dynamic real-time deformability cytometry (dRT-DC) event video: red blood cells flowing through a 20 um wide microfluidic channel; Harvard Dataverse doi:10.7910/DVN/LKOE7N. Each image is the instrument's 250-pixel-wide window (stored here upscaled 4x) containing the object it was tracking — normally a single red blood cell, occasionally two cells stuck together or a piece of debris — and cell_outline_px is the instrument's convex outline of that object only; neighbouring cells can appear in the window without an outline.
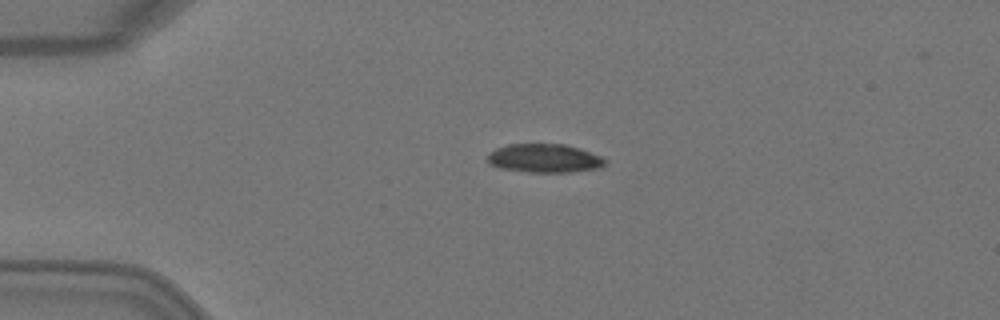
{"species": "Egyptian fruit bat (a non-hibernating species)", "species_latin": "Rousettus aegyptiacus", "temperature_condition": "warm", "stored_images_in_passage": 2, "camera_frame_rate_fps": 3000, "um_per_image_px": 0.085, "animal": {"sex": "female"}, "frame": {"image": 1, "passage_image": 1, "time_ms": 0.0, "image_size_px": [1000, 320], "cell_outline_px": [[608, 160], [604, 168], [568, 172], [528, 172], [500, 168], [488, 164], [488, 152], [496, 148], [508, 144], [564, 144], [580, 148], [600, 156]], "centroid_in_image_um": [46.3, 13.46], "position_along_channel_um": 38.7, "area_um2": 19.88}}